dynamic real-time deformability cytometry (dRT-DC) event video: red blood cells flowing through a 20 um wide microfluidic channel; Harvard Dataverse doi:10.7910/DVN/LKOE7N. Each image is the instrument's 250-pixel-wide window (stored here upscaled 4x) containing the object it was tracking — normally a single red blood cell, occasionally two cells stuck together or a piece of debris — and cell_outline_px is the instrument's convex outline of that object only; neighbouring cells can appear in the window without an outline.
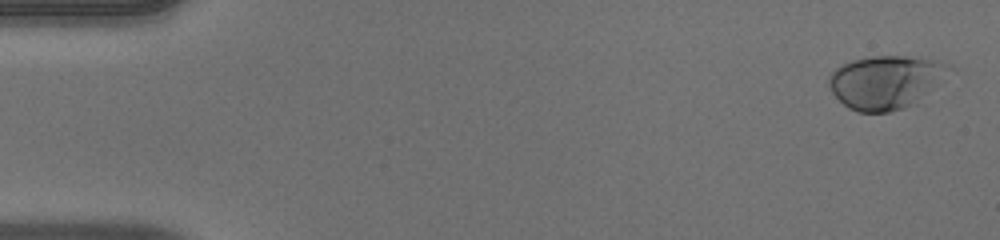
{"species": "human", "species_latin": "Homo sapiens", "temperature_condition": "warm", "stored_images_in_passage": 35, "camera_frame_rate_fps": 3000, "um_per_image_px": 0.085, "donor": {"sex": "male"}, "frame": {"image": 1, "passage_image": 2, "time_ms": 0.333, "image_size_px": [1000, 240], "cell_outline_px": [[932, 88], [904, 108], [888, 112], [860, 112], [848, 108], [832, 92], [828, 84], [828, 80], [832, 72], [836, 68], [852, 60], [872, 56], [904, 56], [932, 60]], "centroid_in_image_um": [74.92, 7.02], "position_along_channel_um": 10.1, "area_um2": 34.16}}
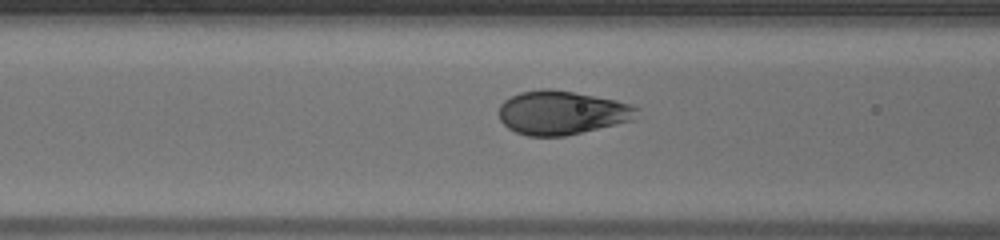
{"frame": {"image": 2, "passage_image": 21, "time_ms": 6.667, "image_size_px": [1000, 240], "cell_outline_px": [[640, 108], [632, 120], [616, 124], [564, 136], [528, 136], [516, 132], [508, 128], [500, 120], [496, 112], [500, 104], [504, 100], [520, 92], [540, 88], [552, 88], [576, 92], [616, 100], [632, 104]], "centroid_in_image_um": [47.71, 9.56], "position_along_channel_um": 118.9, "area_um2": 35.49}}
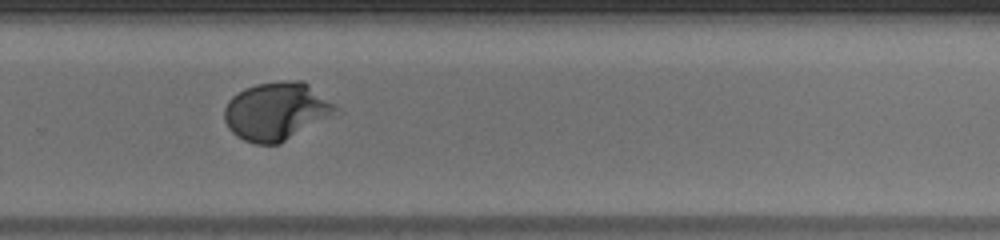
{"frame": {"image": 3, "passage_image": 35, "time_ms": 11.333, "image_size_px": [1000, 240], "cell_outline_px": [[344, 112], [280, 144], [256, 144], [244, 140], [236, 136], [228, 128], [224, 120], [224, 108], [228, 100], [232, 96], [244, 88], [256, 84], [280, 80], [304, 80]], "centroid_in_image_um": [23.55, 9.46], "position_along_channel_um": 306.3, "area_um2": 38.55}}